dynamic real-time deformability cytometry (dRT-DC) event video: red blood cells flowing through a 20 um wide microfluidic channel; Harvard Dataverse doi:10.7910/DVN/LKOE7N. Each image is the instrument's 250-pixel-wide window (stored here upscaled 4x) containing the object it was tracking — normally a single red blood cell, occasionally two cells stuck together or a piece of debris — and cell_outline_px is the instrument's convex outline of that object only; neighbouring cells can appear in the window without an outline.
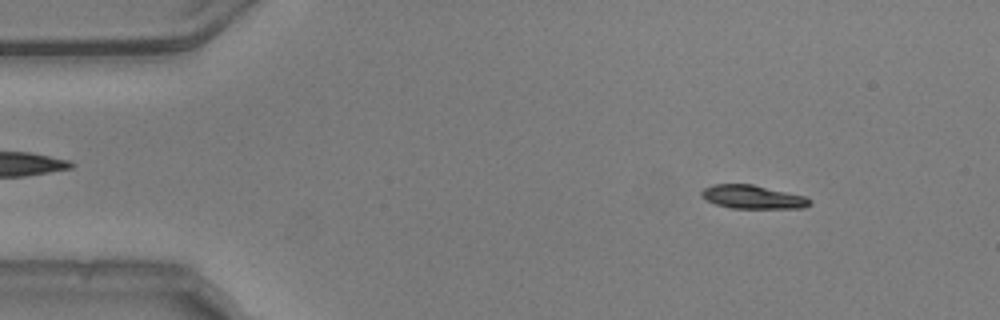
{"species": "common noctule bat (a hibernating species)", "species_latin": "Nyctalus noctula", "temperature_condition": "warm", "stored_images_in_passage": 53, "camera_frame_rate_fps": 3000, "um_per_image_px": 0.085, "animal": {"sex": "male", "body_mass_g": 20.5, "forearm_length_mm": 52.5}, "frame": {"image": 1, "passage_image": 6, "time_ms": 1.667, "image_size_px": [1000, 320], "cell_outline_px": [[812, 204], [804, 208], [732, 208], [716, 204], [700, 196], [700, 192], [704, 188], [712, 184], [752, 184], [804, 196], [812, 200]], "centroid_in_image_um": [63.98, 16.74], "position_along_channel_um": 21.0, "area_um2": 14.8}}
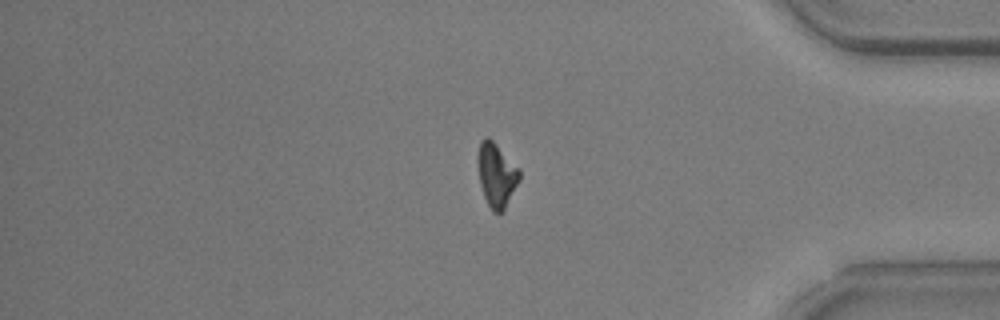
{"frame": {"image": 2, "passage_image": 44, "time_ms": 14.333, "image_size_px": [1000, 320], "cell_outline_px": [[520, 180], [504, 212], [492, 212], [484, 196], [480, 184], [476, 160], [476, 156], [480, 140], [484, 136], [488, 136], [520, 168]], "centroid_in_image_um": [42.19, 14.85], "position_along_channel_um": 393.0, "area_um2": 15.95}}
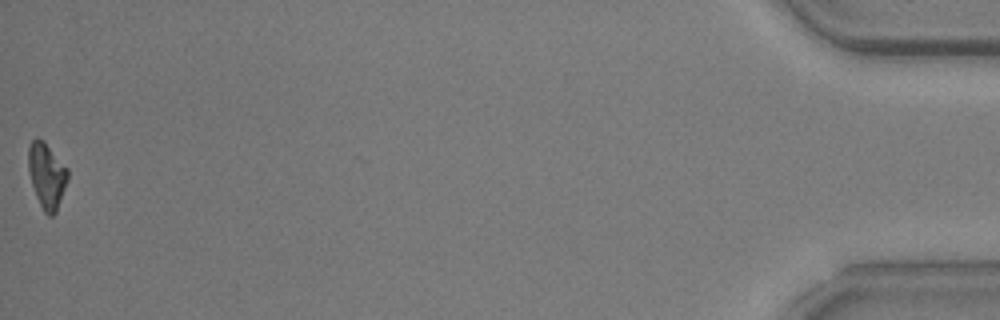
{"frame": {"image": 3, "passage_image": 53, "time_ms": 17.333, "image_size_px": [1000, 320], "cell_outline_px": [[68, 180], [56, 212], [52, 216], [48, 216], [44, 212], [36, 196], [32, 184], [28, 168], [28, 148], [32, 140], [36, 136], [44, 140], [68, 168]], "centroid_in_image_um": [3.98, 14.89], "position_along_channel_um": 431.2, "area_um2": 15.14}, "authors_computed_cell_mechanics": {"area_um2": 15.4904, "velocity_mm_per_s": 3.7614, "shape_relaxation_time_tau1_ms": 2.4935, "shape_relaxation_time_tau2_ms": 1.2355, "deformation_change_tau1": 0.1568, "deformation_change_tau2": 0.0774}}